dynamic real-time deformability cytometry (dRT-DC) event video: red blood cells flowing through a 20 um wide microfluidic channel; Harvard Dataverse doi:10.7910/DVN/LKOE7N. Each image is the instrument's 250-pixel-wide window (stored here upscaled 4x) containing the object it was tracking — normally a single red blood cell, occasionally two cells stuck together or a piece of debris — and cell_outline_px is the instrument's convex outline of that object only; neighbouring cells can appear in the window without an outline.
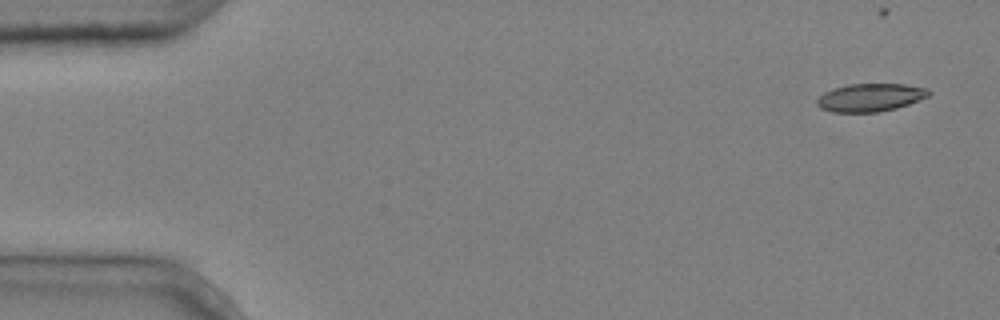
{"species": "common noctule bat (a hibernating species)", "species_latin": "Nyctalus noctula", "temperature_condition": "cold", "stored_images_in_passage": 9, "camera_frame_rate_fps": 3000, "um_per_image_px": 0.085, "animal": {"sex": "male", "body_mass_g": 20.4}, "frame": {"image": 1, "passage_image": 1, "time_ms": 0.0, "image_size_px": [1000, 320], "cell_outline_px": [[932, 92], [928, 96], [908, 104], [896, 108], [880, 112], [832, 112], [820, 108], [816, 104], [816, 100], [824, 92], [832, 88], [848, 84], [904, 84], [928, 88]], "centroid_in_image_um": [73.96, 8.28], "position_along_channel_um": 11.0, "area_um2": 18.32}}
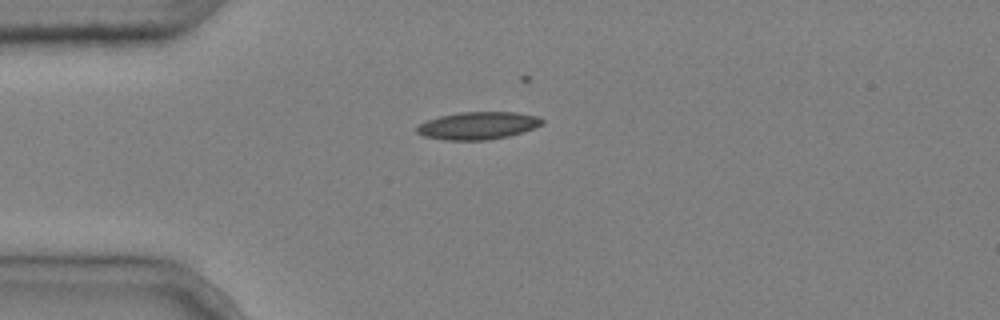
{"frame": {"image": 2, "passage_image": 4, "time_ms": 1.0, "image_size_px": [1000, 320], "cell_outline_px": [[544, 120], [540, 124], [532, 128], [508, 136], [488, 140], [444, 140], [424, 136], [416, 132], [416, 128], [420, 124], [428, 120], [440, 116], [460, 112], [516, 112], [536, 116]], "centroid_in_image_um": [40.58, 10.68], "position_along_channel_um": 44.4, "area_um2": 19.83}}